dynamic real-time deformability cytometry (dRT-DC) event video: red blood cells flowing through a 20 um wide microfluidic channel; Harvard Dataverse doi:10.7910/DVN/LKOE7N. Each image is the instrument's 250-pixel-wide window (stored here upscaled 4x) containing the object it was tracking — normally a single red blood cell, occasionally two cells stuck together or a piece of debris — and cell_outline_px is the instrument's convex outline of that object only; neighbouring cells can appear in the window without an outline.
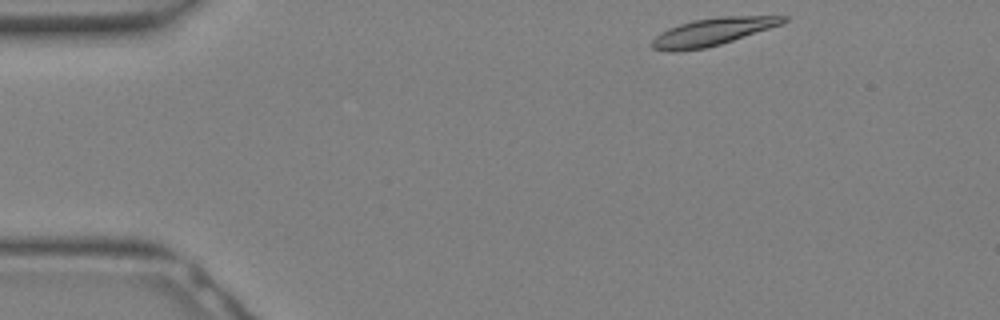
{"species": "Egyptian fruit bat (a non-hibernating species)", "species_latin": "Rousettus aegyptiacus", "temperature_condition": "warm", "stored_images_in_passage": 8, "camera_frame_rate_fps": 3000, "um_per_image_px": 0.085, "animal": {"sex": "female"}, "frame": {"image": 1, "passage_image": 1, "time_ms": 0.0, "image_size_px": [1000, 320], "cell_outline_px": [[788, 20], [780, 24], [720, 44], [704, 48], [676, 52], [668, 52], [652, 48], [652, 40], [660, 32], [668, 28], [692, 20], [720, 16], [788, 16]], "centroid_in_image_um": [60.49, 2.7], "position_along_channel_um": 24.5, "area_um2": 20.75}}
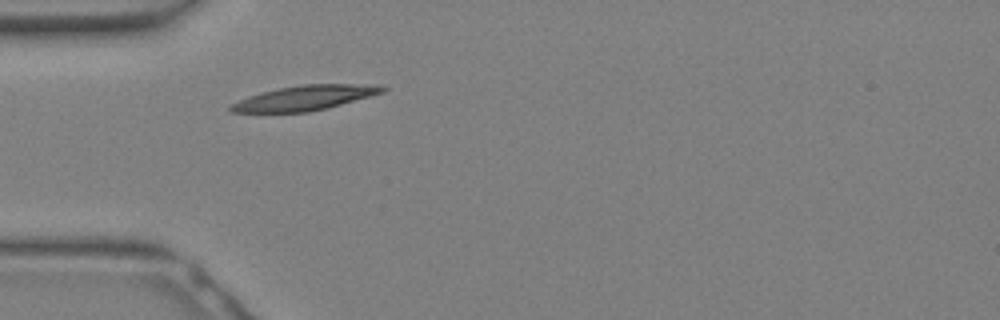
{"frame": {"image": 2, "passage_image": 6, "time_ms": 1.667, "image_size_px": [1000, 320], "cell_outline_px": [[388, 88], [384, 92], [328, 108], [308, 112], [232, 112], [228, 108], [232, 104], [248, 96], [260, 92], [280, 88], [304, 84], [376, 84]], "centroid_in_image_um": [25.94, 8.31], "position_along_channel_um": 59.1, "area_um2": 21.79}}
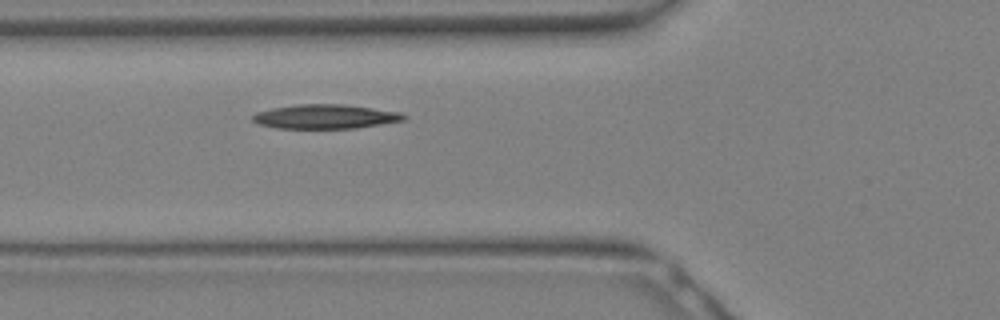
{"frame": {"image": 3, "passage_image": 8, "time_ms": 2.333, "image_size_px": [1000, 320], "cell_outline_px": [[408, 116], [404, 120], [356, 128], [276, 128], [260, 124], [252, 120], [252, 116], [256, 112], [272, 108], [300, 104], [344, 104], [400, 112]], "centroid_in_image_um": [27.65, 9.9], "position_along_channel_um": 98.1, "area_um2": 21.21}}